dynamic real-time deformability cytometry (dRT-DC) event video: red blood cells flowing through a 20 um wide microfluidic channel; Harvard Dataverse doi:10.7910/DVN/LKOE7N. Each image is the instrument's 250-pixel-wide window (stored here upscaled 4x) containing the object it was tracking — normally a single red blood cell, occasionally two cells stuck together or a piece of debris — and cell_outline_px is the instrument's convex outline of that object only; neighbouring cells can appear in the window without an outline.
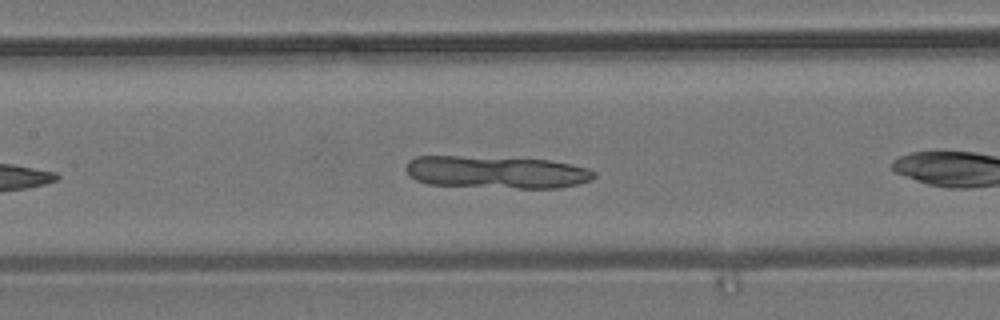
{"species": "common noctule bat (a hibernating species)", "species_latin": "Nyctalus noctula", "temperature_condition": "room temperature", "stored_images_in_passage": 33, "segment_of_instrument_passage": [1, 2], "camera_frame_rate_fps": 3000, "um_per_image_px": 0.085, "animal": {"sex": "male", "body_mass_g": 19.2, "forearm_length_mm": 51.8}, "frame": {"image": 1, "passage_image": 6, "time_ms": 1.667, "image_size_px": [1000, 320], "cell_outline_px": [[596, 176], [592, 180], [560, 188], [516, 188], [428, 184], [416, 180], [408, 176], [404, 168], [408, 160], [416, 156], [460, 156], [548, 160], [572, 164], [588, 168], [596, 172]], "centroid_in_image_um": [42.18, 14.63], "position_along_channel_um": 165.2, "area_um2": 35.72}}